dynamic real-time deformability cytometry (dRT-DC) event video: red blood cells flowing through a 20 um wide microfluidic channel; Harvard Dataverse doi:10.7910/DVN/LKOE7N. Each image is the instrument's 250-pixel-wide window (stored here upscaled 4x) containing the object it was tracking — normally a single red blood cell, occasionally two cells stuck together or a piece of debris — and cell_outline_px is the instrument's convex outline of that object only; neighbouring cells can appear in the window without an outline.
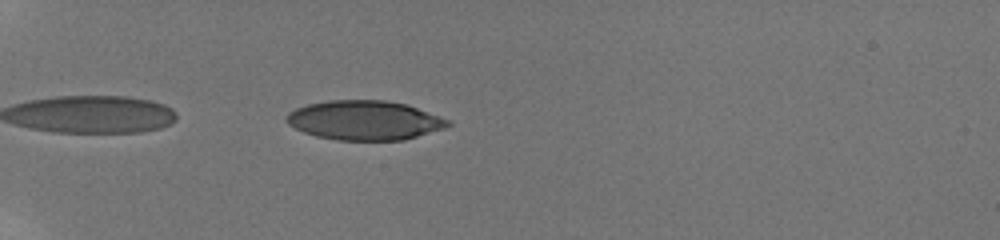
{"species": "human", "species_latin": "Homo sapiens", "temperature_condition": "room temperature", "stored_images_in_passage": 4, "camera_frame_rate_fps": 3000, "um_per_image_px": 0.085, "donor": {"sex": "male"}, "frame": {"image": 1, "passage_image": 1, "time_ms": 0.0, "image_size_px": [1000, 240], "cell_outline_px": [[452, 124], [444, 128], [404, 140], [336, 140], [316, 136], [304, 132], [288, 124], [284, 120], [284, 116], [288, 112], [296, 108], [308, 104], [328, 100], [384, 100], [408, 104], [448, 120]], "centroid_in_image_um": [30.95, 10.22], "position_along_channel_um": 54.1, "area_um2": 37.05}}